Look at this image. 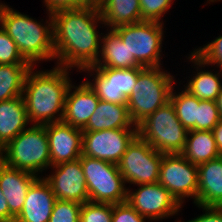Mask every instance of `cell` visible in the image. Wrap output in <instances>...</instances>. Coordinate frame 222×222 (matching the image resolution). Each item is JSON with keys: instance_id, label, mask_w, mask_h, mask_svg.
Returning a JSON list of instances; mask_svg holds the SVG:
<instances>
[{"instance_id": "obj_37", "label": "cell", "mask_w": 222, "mask_h": 222, "mask_svg": "<svg viewBox=\"0 0 222 222\" xmlns=\"http://www.w3.org/2000/svg\"><path fill=\"white\" fill-rule=\"evenodd\" d=\"M0 222H9V207L6 197L0 189Z\"/></svg>"}, {"instance_id": "obj_32", "label": "cell", "mask_w": 222, "mask_h": 222, "mask_svg": "<svg viewBox=\"0 0 222 222\" xmlns=\"http://www.w3.org/2000/svg\"><path fill=\"white\" fill-rule=\"evenodd\" d=\"M193 53L203 62L205 65H218L222 70V36L220 35L215 40L210 42L204 47H199L193 51Z\"/></svg>"}, {"instance_id": "obj_27", "label": "cell", "mask_w": 222, "mask_h": 222, "mask_svg": "<svg viewBox=\"0 0 222 222\" xmlns=\"http://www.w3.org/2000/svg\"><path fill=\"white\" fill-rule=\"evenodd\" d=\"M172 87L169 101L172 103L177 118L182 125L188 130H197V107L199 99L192 96L188 91L183 90L178 94L173 92Z\"/></svg>"}, {"instance_id": "obj_28", "label": "cell", "mask_w": 222, "mask_h": 222, "mask_svg": "<svg viewBox=\"0 0 222 222\" xmlns=\"http://www.w3.org/2000/svg\"><path fill=\"white\" fill-rule=\"evenodd\" d=\"M113 204L85 202L80 210V222H112Z\"/></svg>"}, {"instance_id": "obj_7", "label": "cell", "mask_w": 222, "mask_h": 222, "mask_svg": "<svg viewBox=\"0 0 222 222\" xmlns=\"http://www.w3.org/2000/svg\"><path fill=\"white\" fill-rule=\"evenodd\" d=\"M163 25V22L142 20L113 29L129 50L132 67H160Z\"/></svg>"}, {"instance_id": "obj_11", "label": "cell", "mask_w": 222, "mask_h": 222, "mask_svg": "<svg viewBox=\"0 0 222 222\" xmlns=\"http://www.w3.org/2000/svg\"><path fill=\"white\" fill-rule=\"evenodd\" d=\"M145 67H133L128 69L116 68H96L88 66L82 69L90 72L94 77V82H86L94 90L99 100L115 104H127V98L130 96L136 85L138 74ZM95 74L91 75L92 73ZM92 72V73H91Z\"/></svg>"}, {"instance_id": "obj_8", "label": "cell", "mask_w": 222, "mask_h": 222, "mask_svg": "<svg viewBox=\"0 0 222 222\" xmlns=\"http://www.w3.org/2000/svg\"><path fill=\"white\" fill-rule=\"evenodd\" d=\"M79 159L90 202L120 204L127 201L128 187L118 165L83 155Z\"/></svg>"}, {"instance_id": "obj_17", "label": "cell", "mask_w": 222, "mask_h": 222, "mask_svg": "<svg viewBox=\"0 0 222 222\" xmlns=\"http://www.w3.org/2000/svg\"><path fill=\"white\" fill-rule=\"evenodd\" d=\"M83 82L76 87L72 83L69 86L62 119L64 123L80 129L87 125L99 102L94 90L86 81Z\"/></svg>"}, {"instance_id": "obj_39", "label": "cell", "mask_w": 222, "mask_h": 222, "mask_svg": "<svg viewBox=\"0 0 222 222\" xmlns=\"http://www.w3.org/2000/svg\"><path fill=\"white\" fill-rule=\"evenodd\" d=\"M220 118L222 119V88L216 100Z\"/></svg>"}, {"instance_id": "obj_14", "label": "cell", "mask_w": 222, "mask_h": 222, "mask_svg": "<svg viewBox=\"0 0 222 222\" xmlns=\"http://www.w3.org/2000/svg\"><path fill=\"white\" fill-rule=\"evenodd\" d=\"M55 169L43 177L51 187L56 199L74 201L80 204L89 201V194L80 159L51 166Z\"/></svg>"}, {"instance_id": "obj_23", "label": "cell", "mask_w": 222, "mask_h": 222, "mask_svg": "<svg viewBox=\"0 0 222 222\" xmlns=\"http://www.w3.org/2000/svg\"><path fill=\"white\" fill-rule=\"evenodd\" d=\"M188 58L191 59V62L197 65L196 71L198 72L191 78V80H189L184 89L200 100L216 101L222 88L220 79L222 70L218 73H213L211 70L206 71L205 69L203 71L200 68L205 67V63H203L193 52H191V55H189Z\"/></svg>"}, {"instance_id": "obj_24", "label": "cell", "mask_w": 222, "mask_h": 222, "mask_svg": "<svg viewBox=\"0 0 222 222\" xmlns=\"http://www.w3.org/2000/svg\"><path fill=\"white\" fill-rule=\"evenodd\" d=\"M181 154L196 165L220 157L213 132L208 130L188 131Z\"/></svg>"}, {"instance_id": "obj_18", "label": "cell", "mask_w": 222, "mask_h": 222, "mask_svg": "<svg viewBox=\"0 0 222 222\" xmlns=\"http://www.w3.org/2000/svg\"><path fill=\"white\" fill-rule=\"evenodd\" d=\"M55 201L48 182L38 177L28 189L23 209L14 222H49Z\"/></svg>"}, {"instance_id": "obj_41", "label": "cell", "mask_w": 222, "mask_h": 222, "mask_svg": "<svg viewBox=\"0 0 222 222\" xmlns=\"http://www.w3.org/2000/svg\"><path fill=\"white\" fill-rule=\"evenodd\" d=\"M3 157H4V146L0 142V162L3 161Z\"/></svg>"}, {"instance_id": "obj_29", "label": "cell", "mask_w": 222, "mask_h": 222, "mask_svg": "<svg viewBox=\"0 0 222 222\" xmlns=\"http://www.w3.org/2000/svg\"><path fill=\"white\" fill-rule=\"evenodd\" d=\"M0 64L30 65L2 26L0 27Z\"/></svg>"}, {"instance_id": "obj_15", "label": "cell", "mask_w": 222, "mask_h": 222, "mask_svg": "<svg viewBox=\"0 0 222 222\" xmlns=\"http://www.w3.org/2000/svg\"><path fill=\"white\" fill-rule=\"evenodd\" d=\"M51 166L74 161L82 155L83 131L63 121L46 124Z\"/></svg>"}, {"instance_id": "obj_1", "label": "cell", "mask_w": 222, "mask_h": 222, "mask_svg": "<svg viewBox=\"0 0 222 222\" xmlns=\"http://www.w3.org/2000/svg\"><path fill=\"white\" fill-rule=\"evenodd\" d=\"M52 17L57 65L77 67L80 71L93 66L100 56L101 45V34L98 35L96 27L98 22L104 24L97 3L59 10L52 13Z\"/></svg>"}, {"instance_id": "obj_20", "label": "cell", "mask_w": 222, "mask_h": 222, "mask_svg": "<svg viewBox=\"0 0 222 222\" xmlns=\"http://www.w3.org/2000/svg\"><path fill=\"white\" fill-rule=\"evenodd\" d=\"M121 128H137L132 122L127 104H115L99 100L83 132L111 130Z\"/></svg>"}, {"instance_id": "obj_35", "label": "cell", "mask_w": 222, "mask_h": 222, "mask_svg": "<svg viewBox=\"0 0 222 222\" xmlns=\"http://www.w3.org/2000/svg\"><path fill=\"white\" fill-rule=\"evenodd\" d=\"M47 11L54 13L59 10L78 9L95 3L93 0H44Z\"/></svg>"}, {"instance_id": "obj_3", "label": "cell", "mask_w": 222, "mask_h": 222, "mask_svg": "<svg viewBox=\"0 0 222 222\" xmlns=\"http://www.w3.org/2000/svg\"><path fill=\"white\" fill-rule=\"evenodd\" d=\"M48 14L49 22L47 20L46 25H43L27 14L8 7L2 20V28L33 67L36 61L55 59L53 17L52 13Z\"/></svg>"}, {"instance_id": "obj_22", "label": "cell", "mask_w": 222, "mask_h": 222, "mask_svg": "<svg viewBox=\"0 0 222 222\" xmlns=\"http://www.w3.org/2000/svg\"><path fill=\"white\" fill-rule=\"evenodd\" d=\"M96 3L104 25L110 29L142 21L139 0H98Z\"/></svg>"}, {"instance_id": "obj_40", "label": "cell", "mask_w": 222, "mask_h": 222, "mask_svg": "<svg viewBox=\"0 0 222 222\" xmlns=\"http://www.w3.org/2000/svg\"><path fill=\"white\" fill-rule=\"evenodd\" d=\"M8 7L9 6L6 5L5 3L4 4L0 3V27L2 26V20L4 18L5 12Z\"/></svg>"}, {"instance_id": "obj_12", "label": "cell", "mask_w": 222, "mask_h": 222, "mask_svg": "<svg viewBox=\"0 0 222 222\" xmlns=\"http://www.w3.org/2000/svg\"><path fill=\"white\" fill-rule=\"evenodd\" d=\"M137 136V128L83 132L82 155L118 165Z\"/></svg>"}, {"instance_id": "obj_4", "label": "cell", "mask_w": 222, "mask_h": 222, "mask_svg": "<svg viewBox=\"0 0 222 222\" xmlns=\"http://www.w3.org/2000/svg\"><path fill=\"white\" fill-rule=\"evenodd\" d=\"M173 78L161 66L146 67L138 74L136 85L127 98V108L136 126L169 102Z\"/></svg>"}, {"instance_id": "obj_16", "label": "cell", "mask_w": 222, "mask_h": 222, "mask_svg": "<svg viewBox=\"0 0 222 222\" xmlns=\"http://www.w3.org/2000/svg\"><path fill=\"white\" fill-rule=\"evenodd\" d=\"M38 176L19 169L11 168L0 162V189L9 207V222L23 209L28 189Z\"/></svg>"}, {"instance_id": "obj_5", "label": "cell", "mask_w": 222, "mask_h": 222, "mask_svg": "<svg viewBox=\"0 0 222 222\" xmlns=\"http://www.w3.org/2000/svg\"><path fill=\"white\" fill-rule=\"evenodd\" d=\"M2 162L11 168L36 176L38 172L51 167L46 124H33L20 132L4 147Z\"/></svg>"}, {"instance_id": "obj_30", "label": "cell", "mask_w": 222, "mask_h": 222, "mask_svg": "<svg viewBox=\"0 0 222 222\" xmlns=\"http://www.w3.org/2000/svg\"><path fill=\"white\" fill-rule=\"evenodd\" d=\"M82 204L56 199L49 222H80Z\"/></svg>"}, {"instance_id": "obj_6", "label": "cell", "mask_w": 222, "mask_h": 222, "mask_svg": "<svg viewBox=\"0 0 222 222\" xmlns=\"http://www.w3.org/2000/svg\"><path fill=\"white\" fill-rule=\"evenodd\" d=\"M138 137L163 154L181 153L188 130L177 118L169 101L137 125Z\"/></svg>"}, {"instance_id": "obj_34", "label": "cell", "mask_w": 222, "mask_h": 222, "mask_svg": "<svg viewBox=\"0 0 222 222\" xmlns=\"http://www.w3.org/2000/svg\"><path fill=\"white\" fill-rule=\"evenodd\" d=\"M145 219L127 202L113 204L112 222H145Z\"/></svg>"}, {"instance_id": "obj_36", "label": "cell", "mask_w": 222, "mask_h": 222, "mask_svg": "<svg viewBox=\"0 0 222 222\" xmlns=\"http://www.w3.org/2000/svg\"><path fill=\"white\" fill-rule=\"evenodd\" d=\"M201 208L205 211V214L187 222H222V207L203 206ZM178 222H181V220Z\"/></svg>"}, {"instance_id": "obj_13", "label": "cell", "mask_w": 222, "mask_h": 222, "mask_svg": "<svg viewBox=\"0 0 222 222\" xmlns=\"http://www.w3.org/2000/svg\"><path fill=\"white\" fill-rule=\"evenodd\" d=\"M138 187L135 192L128 189L126 202L151 221L174 216L182 208L172 194L158 182Z\"/></svg>"}, {"instance_id": "obj_9", "label": "cell", "mask_w": 222, "mask_h": 222, "mask_svg": "<svg viewBox=\"0 0 222 222\" xmlns=\"http://www.w3.org/2000/svg\"><path fill=\"white\" fill-rule=\"evenodd\" d=\"M163 153L156 151L148 142L136 137L119 162V171L125 183L153 184L159 180Z\"/></svg>"}, {"instance_id": "obj_26", "label": "cell", "mask_w": 222, "mask_h": 222, "mask_svg": "<svg viewBox=\"0 0 222 222\" xmlns=\"http://www.w3.org/2000/svg\"><path fill=\"white\" fill-rule=\"evenodd\" d=\"M31 67L0 64V102L23 95L24 81Z\"/></svg>"}, {"instance_id": "obj_2", "label": "cell", "mask_w": 222, "mask_h": 222, "mask_svg": "<svg viewBox=\"0 0 222 222\" xmlns=\"http://www.w3.org/2000/svg\"><path fill=\"white\" fill-rule=\"evenodd\" d=\"M70 69L58 65L50 71L36 73L33 66L29 69L23 88L29 122L45 125L62 121L66 94L71 85Z\"/></svg>"}, {"instance_id": "obj_10", "label": "cell", "mask_w": 222, "mask_h": 222, "mask_svg": "<svg viewBox=\"0 0 222 222\" xmlns=\"http://www.w3.org/2000/svg\"><path fill=\"white\" fill-rule=\"evenodd\" d=\"M158 183L164 186L182 206L184 198L197 202L198 165L191 163L181 153L163 154Z\"/></svg>"}, {"instance_id": "obj_31", "label": "cell", "mask_w": 222, "mask_h": 222, "mask_svg": "<svg viewBox=\"0 0 222 222\" xmlns=\"http://www.w3.org/2000/svg\"><path fill=\"white\" fill-rule=\"evenodd\" d=\"M220 120L216 101L199 99V106L197 107V130L212 131Z\"/></svg>"}, {"instance_id": "obj_19", "label": "cell", "mask_w": 222, "mask_h": 222, "mask_svg": "<svg viewBox=\"0 0 222 222\" xmlns=\"http://www.w3.org/2000/svg\"><path fill=\"white\" fill-rule=\"evenodd\" d=\"M196 205L222 207V156L198 165Z\"/></svg>"}, {"instance_id": "obj_25", "label": "cell", "mask_w": 222, "mask_h": 222, "mask_svg": "<svg viewBox=\"0 0 222 222\" xmlns=\"http://www.w3.org/2000/svg\"><path fill=\"white\" fill-rule=\"evenodd\" d=\"M100 54L101 56L98 57L93 67L116 69L133 68L129 64V50L113 29H110L107 34L101 38Z\"/></svg>"}, {"instance_id": "obj_33", "label": "cell", "mask_w": 222, "mask_h": 222, "mask_svg": "<svg viewBox=\"0 0 222 222\" xmlns=\"http://www.w3.org/2000/svg\"><path fill=\"white\" fill-rule=\"evenodd\" d=\"M173 0H139L141 20L160 22L162 14L167 13Z\"/></svg>"}, {"instance_id": "obj_21", "label": "cell", "mask_w": 222, "mask_h": 222, "mask_svg": "<svg viewBox=\"0 0 222 222\" xmlns=\"http://www.w3.org/2000/svg\"><path fill=\"white\" fill-rule=\"evenodd\" d=\"M28 124L23 95L0 102V142L4 147L25 130Z\"/></svg>"}, {"instance_id": "obj_38", "label": "cell", "mask_w": 222, "mask_h": 222, "mask_svg": "<svg viewBox=\"0 0 222 222\" xmlns=\"http://www.w3.org/2000/svg\"><path fill=\"white\" fill-rule=\"evenodd\" d=\"M214 139L216 141V146L220 156H222V119L218 124L212 129Z\"/></svg>"}]
</instances>
